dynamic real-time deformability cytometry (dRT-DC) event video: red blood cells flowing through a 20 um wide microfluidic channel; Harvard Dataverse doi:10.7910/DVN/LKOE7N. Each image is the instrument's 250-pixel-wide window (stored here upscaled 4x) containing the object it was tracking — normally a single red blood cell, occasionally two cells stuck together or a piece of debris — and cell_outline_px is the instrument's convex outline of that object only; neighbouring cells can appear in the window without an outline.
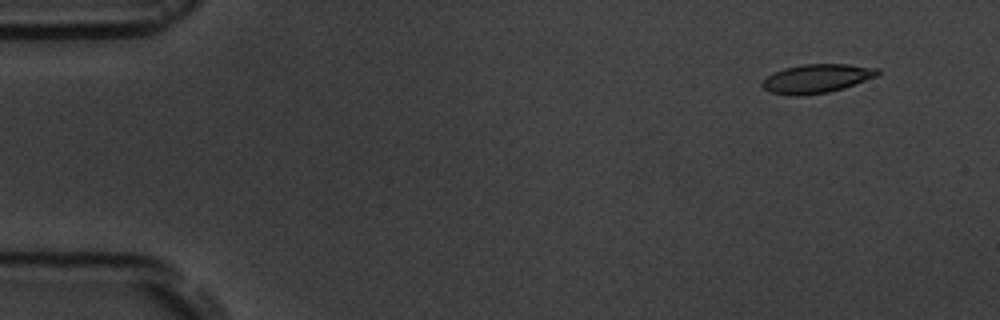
{"species": "common noctule bat (a hibernating species)", "species_latin": "Nyctalus noctula", "temperature_condition": "room temperature", "stored_images_in_passage": 6, "camera_frame_rate_fps": 3000, "um_per_image_px": 0.085, "animal": {"sex": "male", "body_mass_g": 19.5, "forearm_length_mm": 54.6}, "frame": {"image": 1, "passage_image": 2, "time_ms": 1.0, "image_size_px": [1000, 320], "cell_outline_px": [[880, 72], [876, 76], [844, 88], [828, 92], [800, 96], [792, 96], [768, 92], [760, 84], [768, 76], [784, 68], [804, 64], [848, 64], [880, 68]], "centroid_in_image_um": [69.42, 6.68], "position_along_channel_um": 15.6, "area_um2": 19.36}}
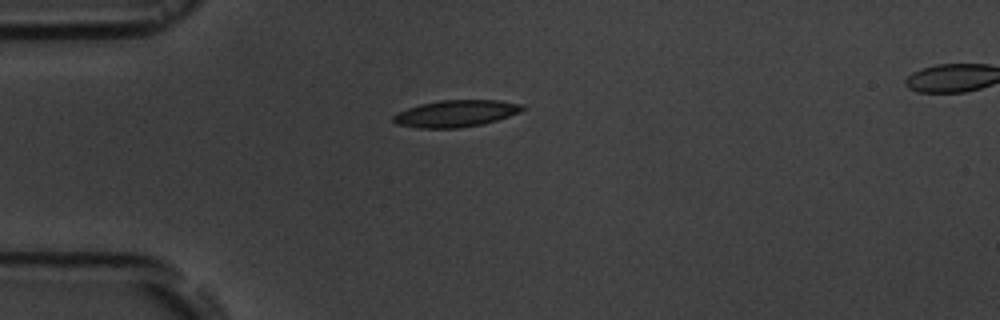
{"frame": {"image": 2, "passage_image": 5, "time_ms": 4.333, "image_size_px": [1000, 320], "cell_outline_px": [[524, 108], [520, 112], [484, 124], [460, 128], [416, 128], [396, 124], [392, 120], [392, 116], [396, 112], [420, 104], [440, 100], [500, 100], [524, 104]], "centroid_in_image_um": [38.72, 9.65], "position_along_channel_um": 46.3, "area_um2": 20.35}}